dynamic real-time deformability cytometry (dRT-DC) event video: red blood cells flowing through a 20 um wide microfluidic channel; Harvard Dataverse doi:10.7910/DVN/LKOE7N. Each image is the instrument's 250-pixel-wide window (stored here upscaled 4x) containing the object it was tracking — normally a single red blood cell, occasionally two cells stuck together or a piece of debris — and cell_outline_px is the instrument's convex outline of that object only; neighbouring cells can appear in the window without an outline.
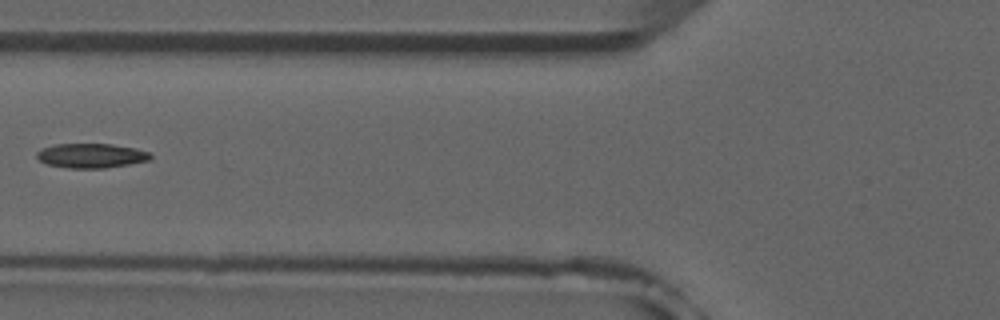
{"species": "common noctule bat (a hibernating species)", "species_latin": "Nyctalus noctula", "temperature_condition": "room temperature", "stored_images_in_passage": 6, "camera_frame_rate_fps": 3000, "um_per_image_px": 0.085, "animal": {"sex": "male", "forearm_length_mm": 52.5}, "frame": {"image": 1, "passage_image": 6, "time_ms": 5.667, "image_size_px": [1000, 320], "cell_outline_px": [[152, 156], [148, 160], [128, 164], [104, 168], [68, 168], [48, 164], [40, 160], [36, 156], [36, 152], [44, 148], [56, 144], [112, 144], [136, 148], [148, 152]], "centroid_in_image_um": [7.75, 13.23], "position_along_channel_um": 118.1, "area_um2": 16.01}}